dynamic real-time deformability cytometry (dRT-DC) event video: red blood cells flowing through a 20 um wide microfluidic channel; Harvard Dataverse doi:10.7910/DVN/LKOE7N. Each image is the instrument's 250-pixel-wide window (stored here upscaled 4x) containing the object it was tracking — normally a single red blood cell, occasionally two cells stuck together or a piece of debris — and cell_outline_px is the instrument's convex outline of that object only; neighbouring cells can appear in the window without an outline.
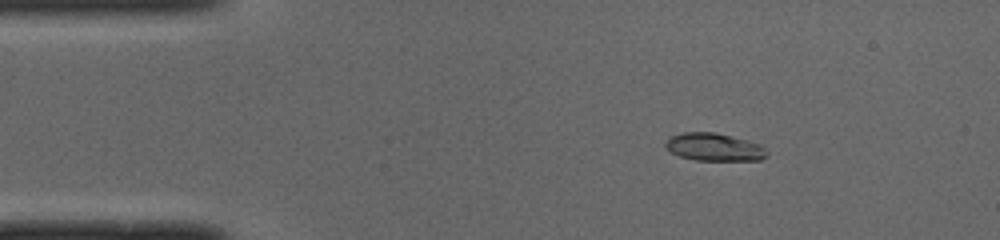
{"species": "common noctule bat (a hibernating species)", "species_latin": "Nyctalus noctula", "temperature_condition": "cold", "stored_images_in_passage": 46, "camera_frame_rate_fps": 3000, "um_per_image_px": 0.085, "animal": {"sex": "male", "body_mass_g": 19.0, "forearm_length_mm": 50.8}, "frame": {"image": 1, "passage_image": 3, "time_ms": 0.667, "image_size_px": [1000, 240], "cell_outline_px": [[768, 156], [760, 160], [696, 160], [680, 156], [672, 152], [664, 144], [668, 136], [684, 132], [716, 132], [760, 144], [768, 152]], "centroid_in_image_um": [60.7, 12.49], "position_along_channel_um": 24.3, "area_um2": 16.36}}
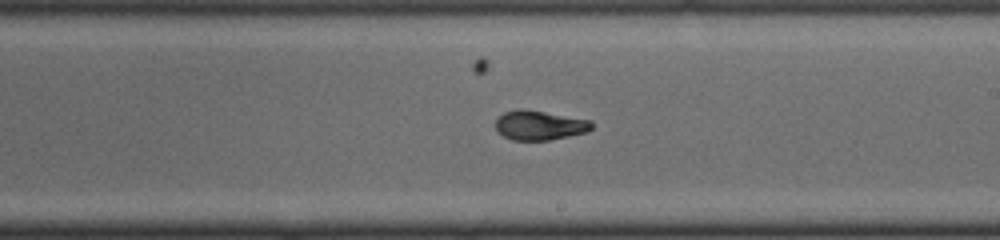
{"frame": {"image": 2, "passage_image": 24, "time_ms": 7.667, "image_size_px": [1000, 240], "cell_outline_px": [[592, 128], [588, 132], [548, 140], [512, 140], [504, 136], [496, 128], [496, 120], [504, 112], [544, 112], [592, 120]], "centroid_in_image_um": [45.93, 10.69], "position_along_channel_um": 243.1, "area_um2": 15.78}}
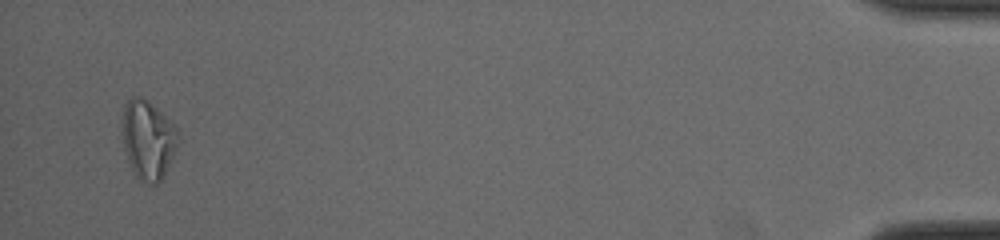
{"frame": {"image": 3, "passage_image": 44, "time_ms": 14.333, "image_size_px": [1000, 240], "cell_outline_px": [[180, 136], [176, 148], [164, 176], [156, 184], [148, 184], [140, 180], [136, 176], [128, 160], [124, 148], [124, 104], [132, 96], [140, 96], [148, 100], [176, 124]], "centroid_in_image_um": [12.63, 11.85], "position_along_channel_um": 422.6, "area_um2": 25.61}, "authors_computed_cell_mechanics": {"area_um2": 16.8776, "velocity_mm_per_s": 3.9837, "shape_relaxation_time_tau1_ms": null, "shape_relaxation_time_tau2_ms": 1.6257, "deformation_change_tau1": null, "deformation_change_tau2": 0.0598}}